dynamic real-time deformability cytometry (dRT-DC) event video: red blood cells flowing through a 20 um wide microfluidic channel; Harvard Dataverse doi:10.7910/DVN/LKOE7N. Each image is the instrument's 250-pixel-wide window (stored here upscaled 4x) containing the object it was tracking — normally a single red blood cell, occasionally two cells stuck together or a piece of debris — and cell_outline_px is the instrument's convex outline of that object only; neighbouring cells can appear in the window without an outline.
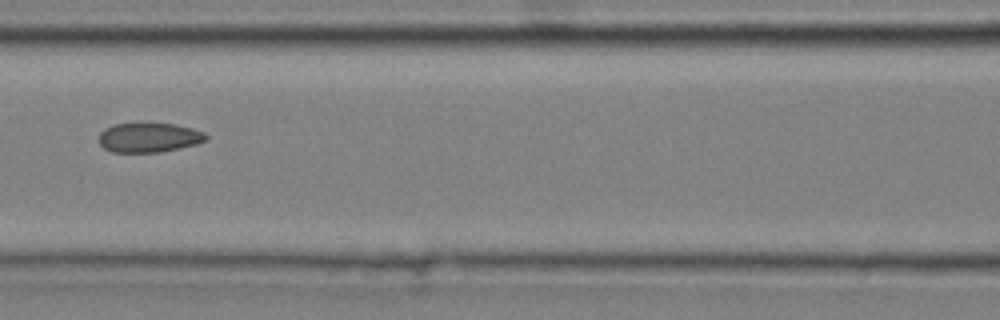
{"species": "common noctule bat (a hibernating species)", "species_latin": "Nyctalus noctula", "temperature_condition": "cold", "stored_images_in_passage": 9, "camera_frame_rate_fps": 3000, "um_per_image_px": 0.085, "animal": {"sex": "male", "body_mass_g": 20.4}, "frame": {"image": 1, "passage_image": 6, "time_ms": 1.667, "image_size_px": [1000, 320], "cell_outline_px": [[208, 136], [204, 140], [196, 144], [180, 148], [160, 152], [112, 152], [104, 148], [100, 144], [100, 132], [104, 128], [112, 124], [176, 124], [192, 128], [204, 132]], "centroid_in_image_um": [12.65, 11.69], "position_along_channel_um": 153.9, "area_um2": 18.26}}
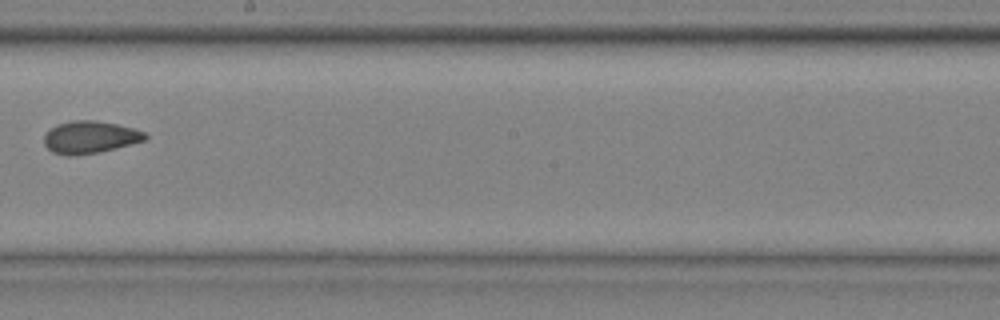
{"frame": {"image": 2, "passage_image": 8, "time_ms": 2.333, "image_size_px": [1000, 320], "cell_outline_px": [[148, 136], [144, 140], [100, 152], [68, 156], [52, 152], [44, 144], [44, 136], [56, 124], [72, 120], [96, 120], [116, 124], [132, 128], [144, 132]], "centroid_in_image_um": [7.62, 11.66], "position_along_channel_um": 240.6, "area_um2": 18.84}}
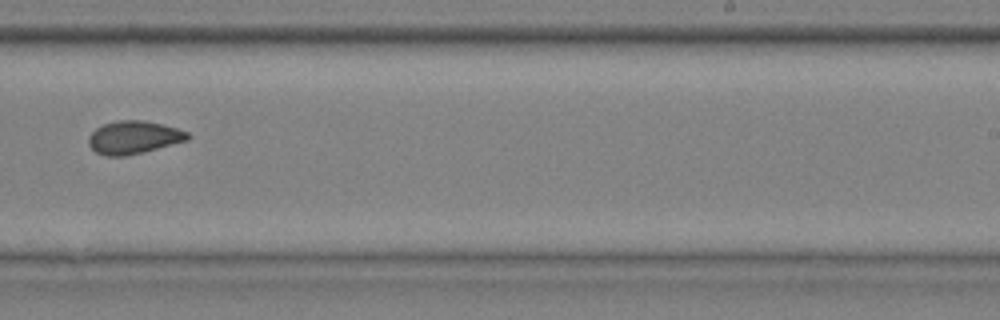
{"frame": {"image": 3, "passage_image": 9, "time_ms": 2.667, "image_size_px": [1000, 320], "cell_outline_px": [[192, 136], [188, 140], [124, 156], [104, 156], [96, 152], [88, 144], [88, 136], [96, 128], [104, 124], [120, 120], [140, 120], [160, 124], [176, 128], [188, 132]], "centroid_in_image_um": [11.34, 11.68], "position_along_channel_um": 277.7, "area_um2": 18.73}}